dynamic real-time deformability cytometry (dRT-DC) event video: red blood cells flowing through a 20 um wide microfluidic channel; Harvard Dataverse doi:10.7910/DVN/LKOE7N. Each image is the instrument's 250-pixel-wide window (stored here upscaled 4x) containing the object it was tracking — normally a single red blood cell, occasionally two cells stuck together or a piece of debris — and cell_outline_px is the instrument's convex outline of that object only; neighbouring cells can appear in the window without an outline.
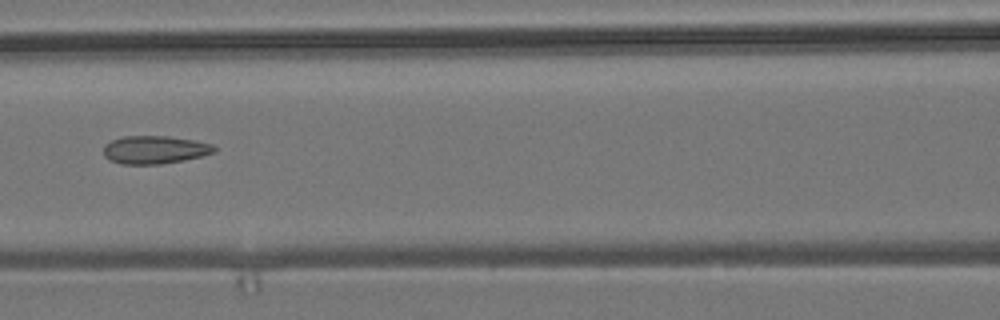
{"species": "common noctule bat (a hibernating species)", "species_latin": "Nyctalus noctula", "temperature_condition": "room temperature", "stored_images_in_passage": 9, "camera_frame_rate_fps": 3000, "um_per_image_px": 0.085, "animal": {"sex": "male", "body_mass_g": 19.2, "forearm_length_mm": 51.8}, "frame": {"image": 1, "passage_image": 6, "time_ms": 1.667, "image_size_px": [1000, 320], "cell_outline_px": [[216, 152], [184, 160], [160, 164], [120, 164], [108, 160], [104, 156], [104, 144], [112, 140], [124, 136], [168, 136], [196, 140], [212, 144], [216, 148]], "centroid_in_image_um": [13.14, 12.73], "position_along_channel_um": 153.5, "area_um2": 18.21}}
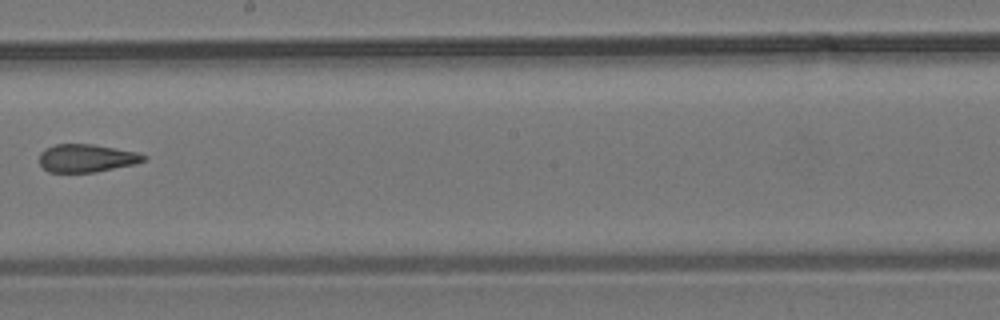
{"frame": {"image": 2, "passage_image": 8, "time_ms": 2.333, "image_size_px": [1000, 320], "cell_outline_px": [[148, 156], [144, 160], [136, 164], [96, 172], [48, 172], [40, 164], [40, 152], [44, 148], [56, 144], [92, 144], [136, 152]], "centroid_in_image_um": [7.35, 13.44], "position_along_channel_um": 240.9, "area_um2": 16.99}}
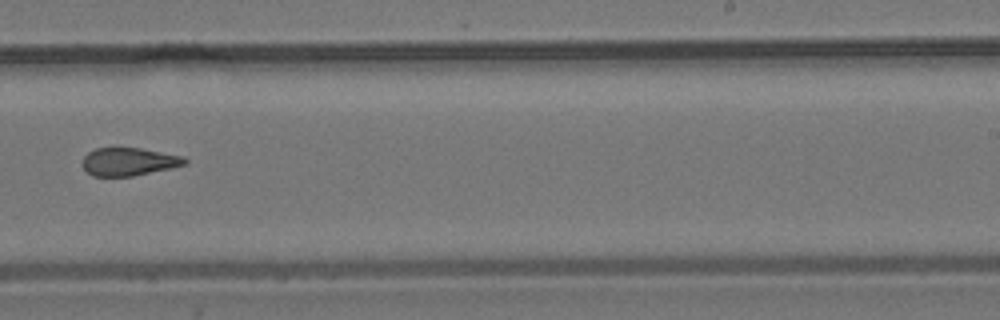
{"frame": {"image": 3, "passage_image": 9, "time_ms": 2.667, "image_size_px": [1000, 320], "cell_outline_px": [[188, 164], [172, 168], [132, 176], [92, 176], [84, 168], [84, 156], [88, 152], [96, 148], [140, 148], [184, 156], [188, 160]], "centroid_in_image_um": [11.0, 13.74], "position_along_channel_um": 278.0, "area_um2": 16.65}}